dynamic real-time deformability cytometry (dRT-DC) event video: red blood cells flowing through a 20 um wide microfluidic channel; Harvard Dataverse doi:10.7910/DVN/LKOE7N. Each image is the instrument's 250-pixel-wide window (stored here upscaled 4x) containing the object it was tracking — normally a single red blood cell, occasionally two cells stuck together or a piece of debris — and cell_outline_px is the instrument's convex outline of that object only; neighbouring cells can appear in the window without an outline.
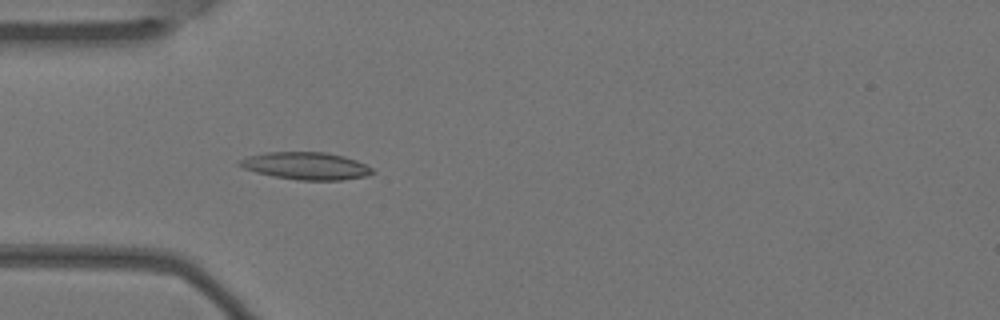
{"species": "Egyptian fruit bat (a non-hibernating species)", "species_latin": "Rousettus aegyptiacus", "temperature_condition": "warm", "stored_images_in_passage": 4, "camera_frame_rate_fps": 3000, "um_per_image_px": 0.085, "animal": {"sex": "female"}, "frame": {"image": 1, "passage_image": 4, "time_ms": 1.0, "image_size_px": [1000, 320], "cell_outline_px": [[376, 172], [368, 176], [340, 180], [296, 180], [272, 176], [256, 172], [244, 168], [236, 164], [240, 160], [248, 156], [268, 152], [324, 152], [344, 156], [356, 160], [372, 168]], "centroid_in_image_um": [26.02, 14.1], "position_along_channel_um": 59.0, "area_um2": 21.21}}